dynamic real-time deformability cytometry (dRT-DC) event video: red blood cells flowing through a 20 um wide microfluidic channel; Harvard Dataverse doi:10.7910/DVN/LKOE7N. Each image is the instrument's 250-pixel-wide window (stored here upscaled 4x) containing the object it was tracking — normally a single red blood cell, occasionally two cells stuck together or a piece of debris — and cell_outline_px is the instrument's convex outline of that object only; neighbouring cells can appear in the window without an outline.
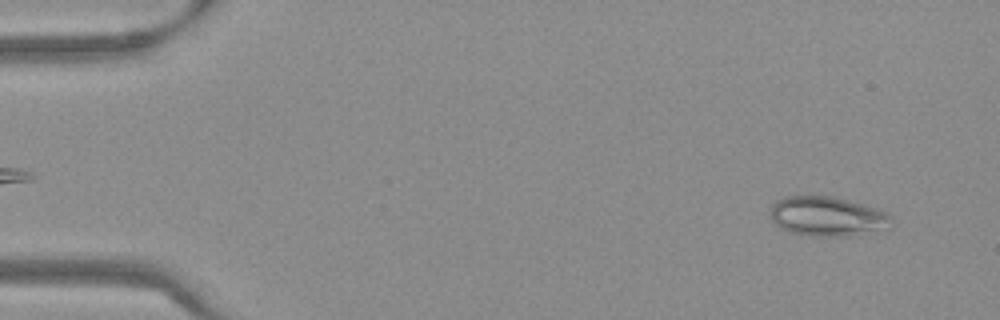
{"species": "Egyptian fruit bat (a non-hibernating species)", "species_latin": "Rousettus aegyptiacus", "temperature_condition": "warm", "stored_images_in_passage": 52, "camera_frame_rate_fps": 3000, "um_per_image_px": 0.085, "frame": {"image": 1, "passage_image": 3, "time_ms": 0.667, "image_size_px": [1000, 320], "cell_outline_px": [[892, 220], [888, 228], [848, 236], [808, 236], [788, 232], [780, 228], [768, 216], [772, 204], [776, 200], [784, 196], [832, 196], [876, 208], [892, 216]], "centroid_in_image_um": [70.25, 18.39], "position_along_channel_um": 14.7, "area_um2": 28.03}}
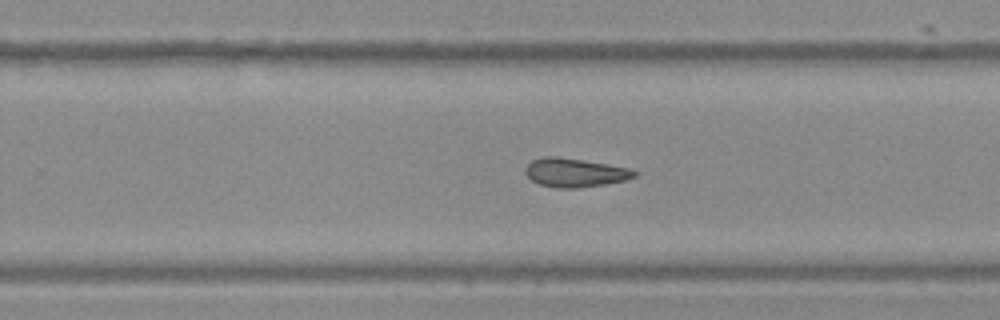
{"frame": {"image": 2, "passage_image": 33, "time_ms": 10.667, "image_size_px": [1000, 320], "cell_outline_px": [[636, 176], [624, 180], [604, 184], [576, 188], [556, 188], [540, 184], [532, 180], [524, 172], [524, 168], [532, 160], [544, 156], [556, 156], [608, 164], [628, 168], [636, 172]], "centroid_in_image_um": [48.82, 14.67], "position_along_channel_um": 281.0, "area_um2": 18.09}}
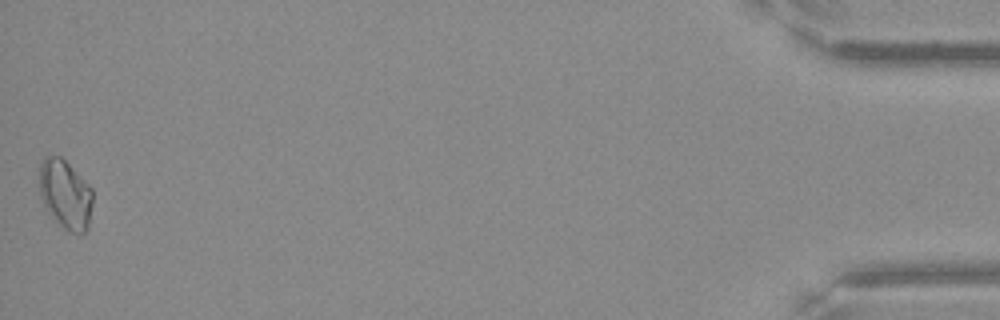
{"frame": {"image": 3, "passage_image": 52, "time_ms": 17.0, "image_size_px": [1000, 320], "cell_outline_px": [[92, 204], [88, 228], [80, 236], [68, 232], [48, 212], [40, 196], [40, 160], [44, 156], [60, 156], [92, 188]], "centroid_in_image_um": [5.56, 16.54], "position_along_channel_um": 429.6, "area_um2": 21.44}, "authors_computed_cell_mechanics": {"area_um2": 19.363, "velocity_mm_per_s": 3.8245, "shape_relaxation_time_tau1_ms": null, "shape_relaxation_time_tau2_ms": 3.4084, "deformation_change_tau1": null, "deformation_change_tau2": 0.0818}}